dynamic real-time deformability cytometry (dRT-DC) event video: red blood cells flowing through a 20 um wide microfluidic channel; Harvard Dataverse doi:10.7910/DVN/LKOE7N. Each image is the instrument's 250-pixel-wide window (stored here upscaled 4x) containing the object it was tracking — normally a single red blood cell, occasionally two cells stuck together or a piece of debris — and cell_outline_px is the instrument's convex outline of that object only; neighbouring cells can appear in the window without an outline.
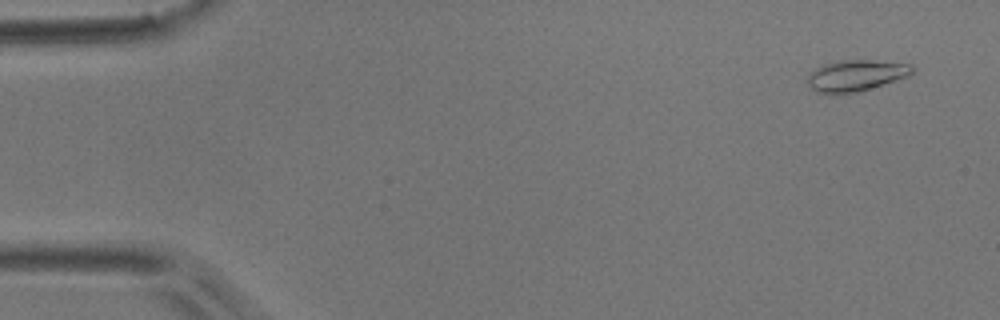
{"species": "common noctule bat (a hibernating species)", "species_latin": "Nyctalus noctula", "temperature_condition": "room temperature", "stored_images_in_passage": 2, "camera_frame_rate_fps": 3000, "um_per_image_px": 0.085, "animal": {"sex": "male", "body_mass_g": 17.9}, "frame": {"image": 1, "passage_image": 2, "time_ms": 2.0, "image_size_px": [1000, 320], "cell_outline_px": [[912, 72], [908, 76], [856, 92], [816, 92], [808, 84], [808, 76], [816, 68], [824, 64], [840, 60], [872, 60], [912, 64]], "centroid_in_image_um": [72.76, 6.39], "position_along_channel_um": 12.2, "area_um2": 18.44}}